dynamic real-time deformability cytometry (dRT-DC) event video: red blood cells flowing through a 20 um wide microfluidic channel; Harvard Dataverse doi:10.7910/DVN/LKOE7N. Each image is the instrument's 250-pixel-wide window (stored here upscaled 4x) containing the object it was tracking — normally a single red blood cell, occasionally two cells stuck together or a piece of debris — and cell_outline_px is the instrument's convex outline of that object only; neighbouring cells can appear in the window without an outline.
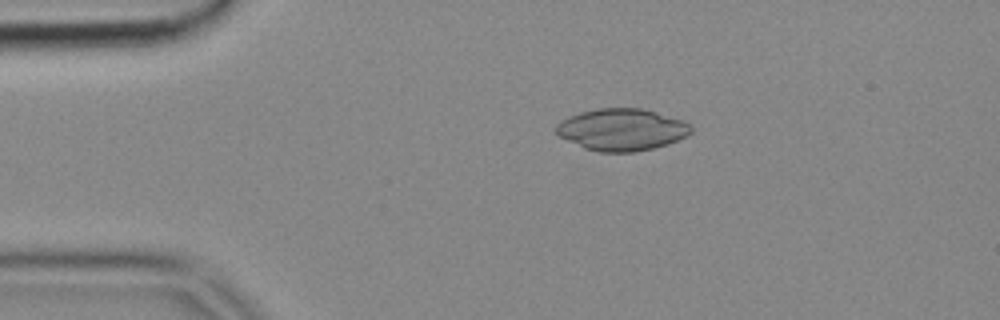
{"species": "common noctule bat (a hibernating species)", "species_latin": "Nyctalus noctula", "temperature_condition": "cold", "stored_images_in_passage": 4, "camera_frame_rate_fps": 3000, "um_per_image_px": 0.085, "animal": {"sex": "female", "body_mass_g": 18.4}, "frame": {"image": 1, "passage_image": 1, "time_ms": 0.0, "image_size_px": [1000, 320], "cell_outline_px": [[692, 132], [668, 144], [652, 148], [632, 152], [600, 152], [584, 148], [556, 136], [552, 128], [560, 120], [568, 116], [580, 112], [596, 108], [640, 108], [656, 112], [692, 124]], "centroid_in_image_um": [52.76, 11.01], "position_along_channel_um": 32.2, "area_um2": 33.18}}